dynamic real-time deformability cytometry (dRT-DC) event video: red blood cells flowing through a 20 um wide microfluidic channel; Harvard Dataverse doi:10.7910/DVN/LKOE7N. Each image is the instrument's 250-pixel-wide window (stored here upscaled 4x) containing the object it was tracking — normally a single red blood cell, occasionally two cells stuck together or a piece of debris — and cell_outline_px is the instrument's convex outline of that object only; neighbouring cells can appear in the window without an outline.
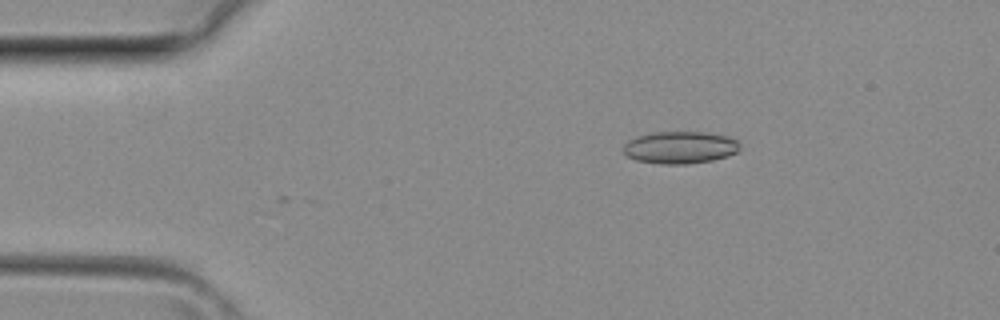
{"species": "common noctule bat (a hibernating species)", "species_latin": "Nyctalus noctula", "temperature_condition": "room temperature", "stored_images_in_passage": 2, "camera_frame_rate_fps": 3000, "um_per_image_px": 0.085, "animal": {"sex": "female", "body_mass_g": 29.2, "forearm_length_mm": 56.3}, "frame": {"image": 1, "passage_image": 2, "time_ms": 0.333, "image_size_px": [1000, 320], "cell_outline_px": [[740, 148], [736, 152], [712, 160], [684, 164], [660, 164], [636, 160], [628, 156], [624, 152], [624, 144], [628, 140], [636, 136], [652, 132], [708, 132], [728, 136], [736, 140], [740, 144]], "centroid_in_image_um": [57.79, 12.52], "position_along_channel_um": 27.2, "area_um2": 21.85}}